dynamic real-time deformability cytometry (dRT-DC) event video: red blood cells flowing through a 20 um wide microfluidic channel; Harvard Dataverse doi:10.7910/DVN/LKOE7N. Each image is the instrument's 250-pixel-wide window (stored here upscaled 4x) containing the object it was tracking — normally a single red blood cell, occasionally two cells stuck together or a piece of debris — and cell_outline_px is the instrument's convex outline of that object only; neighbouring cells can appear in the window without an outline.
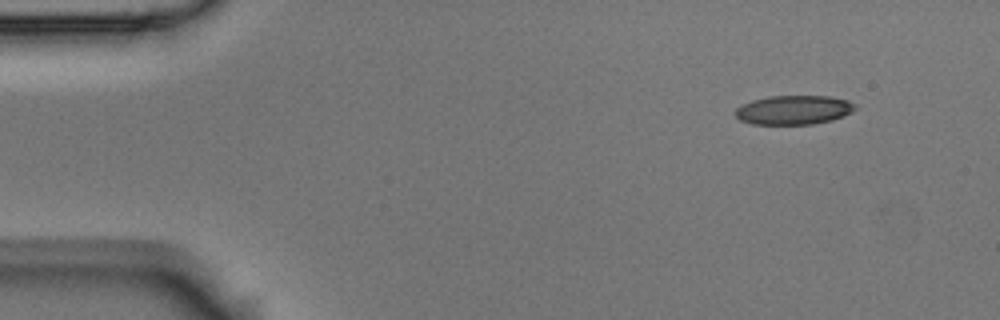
{"species": "Egyptian fruit bat (a non-hibernating species)", "species_latin": "Rousettus aegyptiacus", "temperature_condition": "room temperature", "stored_images_in_passage": 4, "camera_frame_rate_fps": 3000, "um_per_image_px": 0.085, "animal": {"sex": "male"}, "frame": {"image": 1, "passage_image": 1, "time_ms": 0.0, "image_size_px": [1000, 320], "cell_outline_px": [[856, 108], [852, 112], [844, 116], [832, 120], [812, 124], [752, 124], [740, 120], [736, 116], [736, 108], [752, 100], [768, 96], [828, 96], [848, 100], [856, 104]], "centroid_in_image_um": [67.49, 9.34], "position_along_channel_um": 17.5, "area_um2": 20.35}}
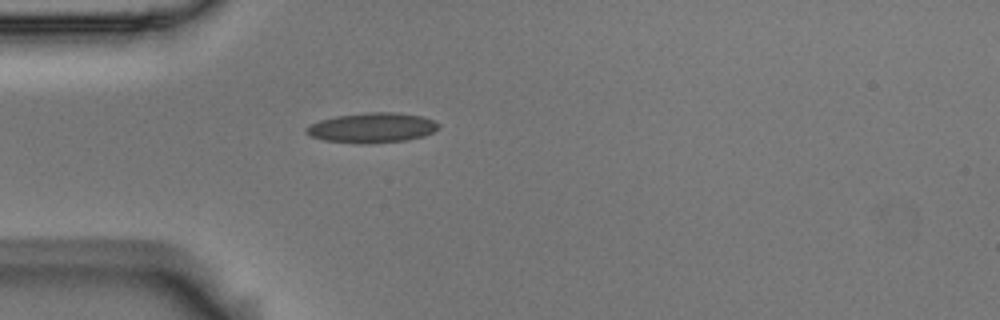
{"frame": {"image": 2, "passage_image": 4, "time_ms": 1.0, "image_size_px": [1000, 320], "cell_outline_px": [[440, 128], [424, 136], [408, 140], [368, 144], [360, 144], [324, 140], [312, 136], [304, 128], [320, 120], [336, 116], [368, 112], [396, 112], [424, 116], [440, 124]], "centroid_in_image_um": [31.68, 10.86], "position_along_channel_um": 53.3, "area_um2": 23.18}}